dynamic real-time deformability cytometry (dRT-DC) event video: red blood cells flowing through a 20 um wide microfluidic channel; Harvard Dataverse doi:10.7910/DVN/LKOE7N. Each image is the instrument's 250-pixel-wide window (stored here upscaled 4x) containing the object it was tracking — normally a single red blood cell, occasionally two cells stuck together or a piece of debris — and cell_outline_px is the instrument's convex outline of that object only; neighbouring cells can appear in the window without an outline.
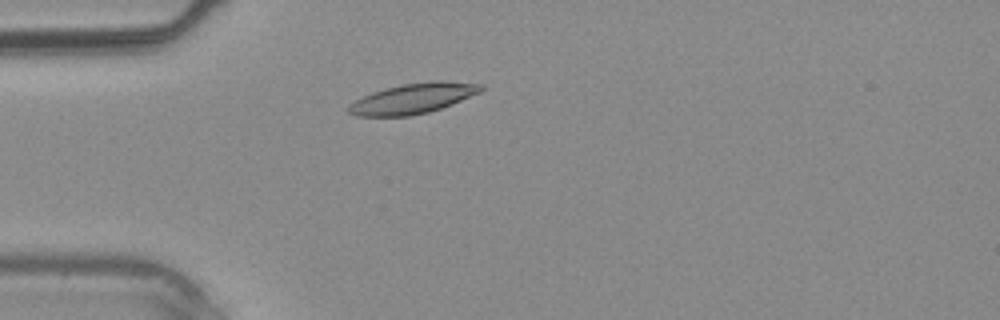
{"species": "common noctule bat (a hibernating species)", "species_latin": "Nyctalus noctula", "temperature_condition": "warm", "stored_images_in_passage": 3, "camera_frame_rate_fps": 3000, "um_per_image_px": 0.085, "animal": {"sex": "male", "body_mass_g": 20.4}, "frame": {"image": 1, "passage_image": 3, "time_ms": 3.333, "image_size_px": [1000, 320], "cell_outline_px": [[484, 88], [480, 92], [452, 104], [428, 112], [408, 116], [356, 116], [348, 112], [348, 108], [356, 100], [372, 92], [400, 84], [436, 80], [444, 80], [480, 84]], "centroid_in_image_um": [35.12, 8.36], "position_along_channel_um": 49.9, "area_um2": 23.12}}